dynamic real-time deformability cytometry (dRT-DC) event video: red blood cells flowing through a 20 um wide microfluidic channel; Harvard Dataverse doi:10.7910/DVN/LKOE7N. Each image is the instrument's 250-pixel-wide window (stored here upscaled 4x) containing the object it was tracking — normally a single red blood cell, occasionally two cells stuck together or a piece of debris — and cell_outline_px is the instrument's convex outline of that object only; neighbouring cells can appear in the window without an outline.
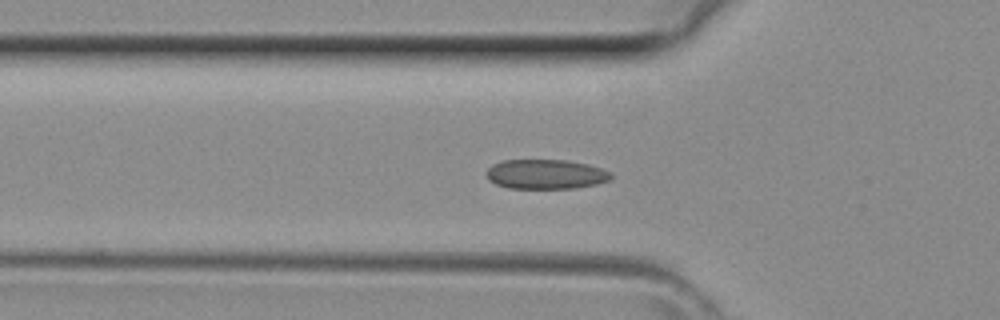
{"species": "common noctule bat (a hibernating species)", "species_latin": "Nyctalus noctula", "temperature_condition": "room temperature", "stored_images_in_passage": 31, "camera_frame_rate_fps": 3000, "um_per_image_px": 0.085, "animal": {"sex": "female", "body_mass_g": 29.2, "forearm_length_mm": 56.3}, "frame": {"image": 1, "passage_image": 10, "time_ms": 3.0, "image_size_px": [1000, 320], "cell_outline_px": [[612, 176], [608, 180], [596, 184], [576, 188], [508, 188], [496, 184], [488, 180], [484, 172], [492, 164], [504, 160], [564, 160], [588, 164], [612, 172]], "centroid_in_image_um": [46.35, 14.81], "position_along_channel_um": 79.4, "area_um2": 21.56}}
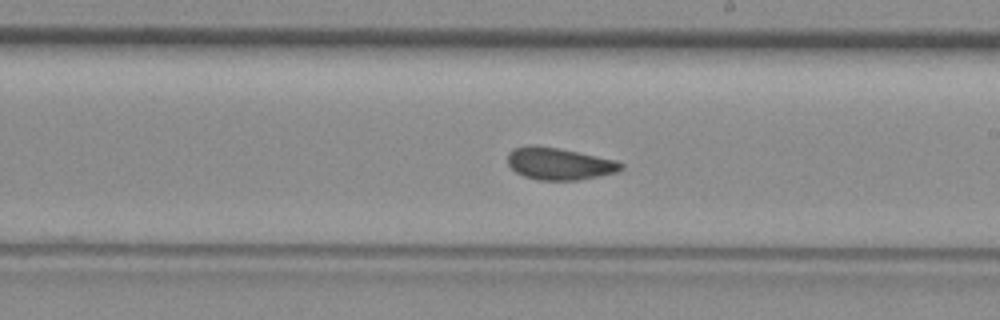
{"frame": {"image": 2, "passage_image": 20, "time_ms": 6.333, "image_size_px": [1000, 320], "cell_outline_px": [[624, 168], [616, 172], [600, 176], [576, 180], [536, 180], [524, 176], [516, 172], [508, 164], [508, 152], [512, 148], [528, 144], [532, 144], [560, 148], [616, 160], [624, 164]], "centroid_in_image_um": [47.51, 13.9], "position_along_channel_um": 241.5, "area_um2": 21.44}}
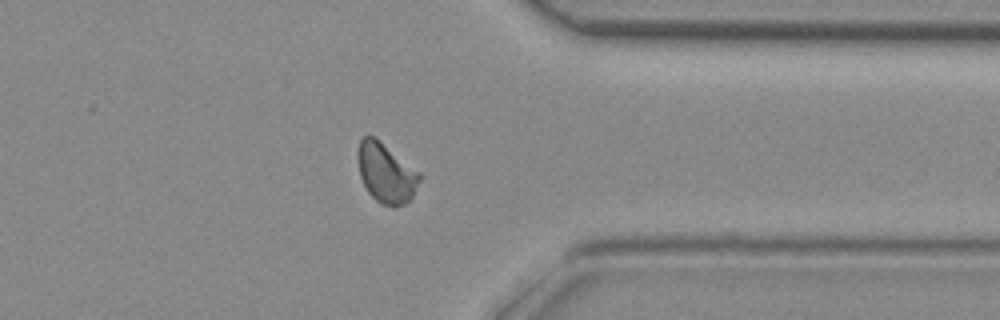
{"frame": {"image": 3, "passage_image": 29, "time_ms": 9.333, "image_size_px": [1000, 320], "cell_outline_px": [[420, 180], [412, 196], [404, 204], [396, 208], [392, 208], [380, 204], [368, 192], [360, 176], [356, 156], [356, 152], [360, 140], [364, 136], [372, 136], [420, 172]], "centroid_in_image_um": [32.78, 14.74], "position_along_channel_um": 378.6, "area_um2": 21.33}}